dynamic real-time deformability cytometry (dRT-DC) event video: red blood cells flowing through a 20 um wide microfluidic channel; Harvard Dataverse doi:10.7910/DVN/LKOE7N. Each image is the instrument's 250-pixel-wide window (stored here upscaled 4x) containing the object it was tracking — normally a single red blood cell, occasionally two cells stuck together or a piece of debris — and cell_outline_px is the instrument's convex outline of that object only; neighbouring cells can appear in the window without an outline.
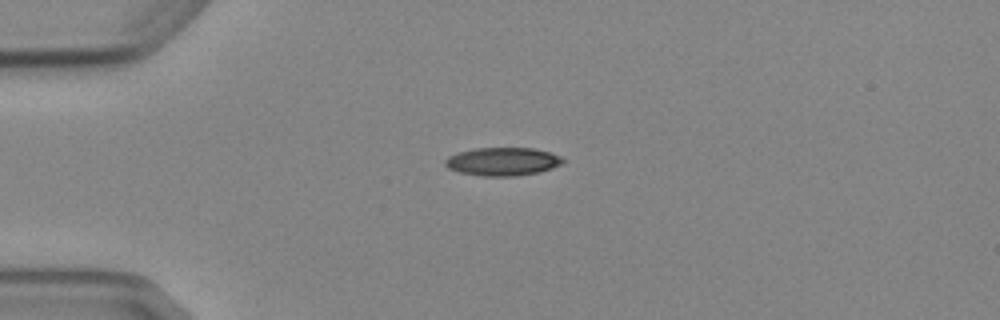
{"species": "Egyptian fruit bat (a non-hibernating species)", "species_latin": "Rousettus aegyptiacus", "temperature_condition": "cold", "stored_images_in_passage": 4, "camera_frame_rate_fps": 3000, "um_per_image_px": 0.085, "animal": {"sex": "female"}, "frame": {"image": 1, "passage_image": 3, "time_ms": 2.333, "image_size_px": [1000, 320], "cell_outline_px": [[564, 160], [560, 164], [552, 168], [536, 172], [516, 176], [484, 176], [460, 172], [448, 168], [444, 164], [444, 160], [448, 156], [460, 152], [476, 148], [532, 148], [548, 152], [560, 156]], "centroid_in_image_um": [42.69, 13.73], "position_along_channel_um": 42.3, "area_um2": 19.07}}